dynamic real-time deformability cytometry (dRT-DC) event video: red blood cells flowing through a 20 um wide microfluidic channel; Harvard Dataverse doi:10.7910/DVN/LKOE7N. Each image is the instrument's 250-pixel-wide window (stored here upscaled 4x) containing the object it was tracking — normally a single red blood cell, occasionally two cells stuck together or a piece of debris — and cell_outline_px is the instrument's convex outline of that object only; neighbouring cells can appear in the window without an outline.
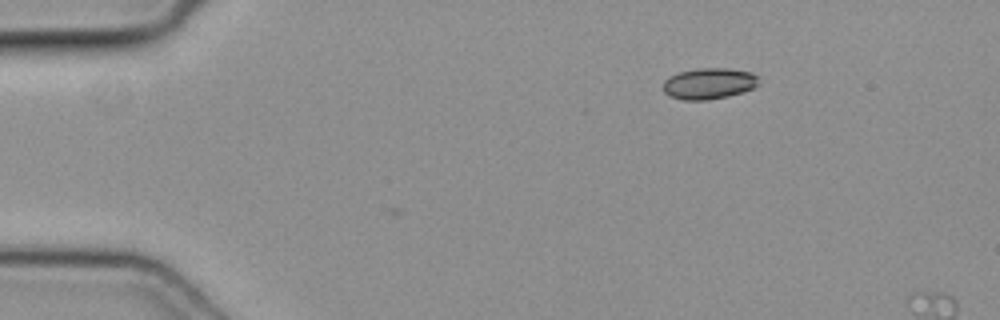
{"species": "common noctule bat (a hibernating species)", "species_latin": "Nyctalus noctula", "temperature_condition": "cold", "stored_images_in_passage": 7, "camera_frame_rate_fps": 3000, "um_per_image_px": 0.085, "animal": {"sex": "female", "body_mass_g": 19.3, "forearm_length_mm": 54.1}, "frame": {"image": 1, "passage_image": 1, "time_ms": 0.0, "image_size_px": [1000, 320], "cell_outline_px": [[760, 84], [744, 92], [728, 96], [708, 100], [684, 100], [668, 96], [664, 92], [664, 80], [668, 76], [676, 72], [696, 68], [728, 68], [752, 72], [760, 76]], "centroid_in_image_um": [60.28, 7.09], "position_along_channel_um": 24.7, "area_um2": 17.8}}